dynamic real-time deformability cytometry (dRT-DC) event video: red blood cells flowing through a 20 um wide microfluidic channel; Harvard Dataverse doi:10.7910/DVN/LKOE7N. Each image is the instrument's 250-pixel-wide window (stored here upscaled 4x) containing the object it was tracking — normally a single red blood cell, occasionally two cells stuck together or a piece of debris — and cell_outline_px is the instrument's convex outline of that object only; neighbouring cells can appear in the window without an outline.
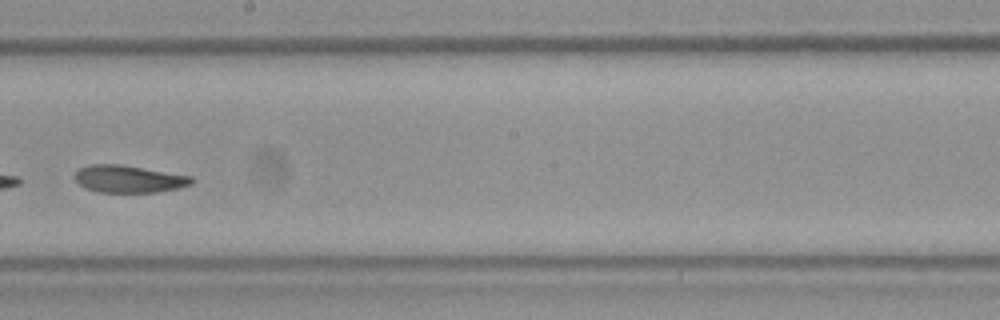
{"species": "Egyptian fruit bat (a non-hibernating species)", "species_latin": "Rousettus aegyptiacus", "temperature_condition": "room temperature", "stored_images_in_passage": 41, "camera_frame_rate_fps": 3000, "um_per_image_px": 0.085, "frame": {"image": 1, "passage_image": 24, "time_ms": 7.667, "image_size_px": [1000, 320], "cell_outline_px": [[196, 180], [192, 184], [180, 188], [156, 192], [96, 192], [84, 188], [72, 176], [80, 168], [88, 164], [120, 164], [192, 176]], "centroid_in_image_um": [10.95, 15.21], "position_along_channel_um": 237.3, "area_um2": 18.79}}